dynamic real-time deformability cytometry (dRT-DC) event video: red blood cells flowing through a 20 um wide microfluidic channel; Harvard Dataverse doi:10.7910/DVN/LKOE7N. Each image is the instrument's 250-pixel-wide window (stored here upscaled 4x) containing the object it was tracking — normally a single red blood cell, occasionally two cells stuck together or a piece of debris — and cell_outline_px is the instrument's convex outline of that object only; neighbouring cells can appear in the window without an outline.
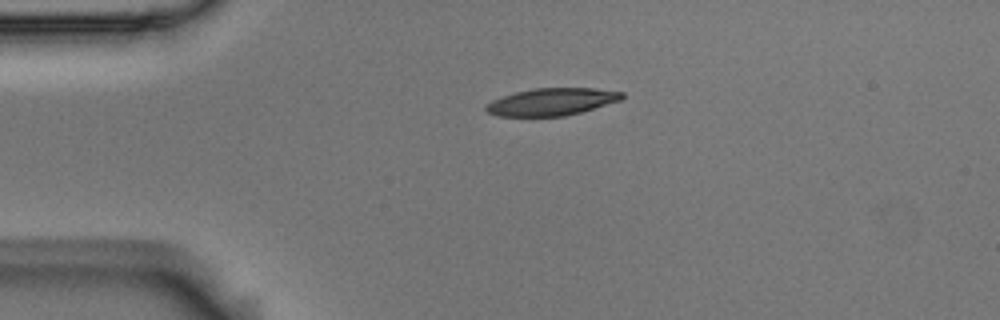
{"species": "Egyptian fruit bat (a non-hibernating species)", "species_latin": "Rousettus aegyptiacus", "temperature_condition": "room temperature", "stored_images_in_passage": 2, "camera_frame_rate_fps": 3000, "um_per_image_px": 0.085, "animal": {"sex": "male"}, "frame": {"image": 1, "passage_image": 1, "time_ms": 0.0, "image_size_px": [1000, 320], "cell_outline_px": [[624, 96], [620, 100], [580, 112], [564, 116], [496, 116], [488, 112], [484, 108], [492, 100], [516, 92], [536, 88], [596, 88], [624, 92]], "centroid_in_image_um": [46.9, 8.65], "position_along_channel_um": 38.1, "area_um2": 21.39}}